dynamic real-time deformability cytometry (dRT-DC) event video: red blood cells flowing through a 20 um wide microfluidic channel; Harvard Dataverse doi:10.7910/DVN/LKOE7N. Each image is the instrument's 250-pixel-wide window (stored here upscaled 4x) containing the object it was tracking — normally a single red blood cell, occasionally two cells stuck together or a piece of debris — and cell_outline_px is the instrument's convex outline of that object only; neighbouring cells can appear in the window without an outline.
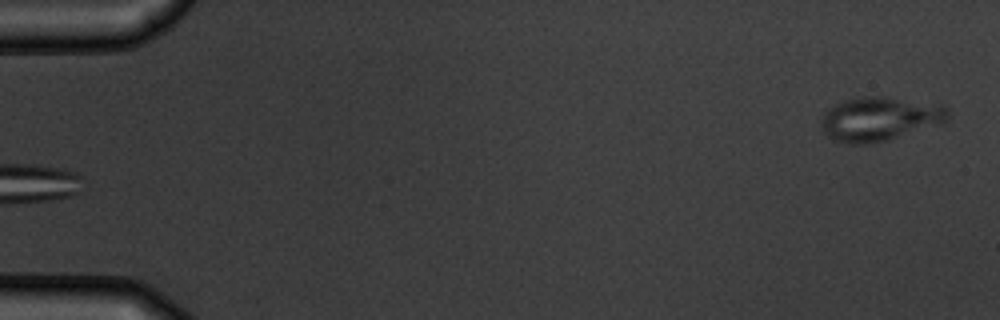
{"species": "common noctule bat (a hibernating species)", "species_latin": "Nyctalus noctula", "temperature_condition": "warm", "stored_images_in_passage": 4, "camera_frame_rate_fps": 3000, "um_per_image_px": 0.085, "animal": {"sex": "male", "body_mass_g": 19.5, "forearm_length_mm": 54.6}, "frame": {"image": 1, "passage_image": 4, "time_ms": 3.333, "image_size_px": [1000, 320], "cell_outline_px": [[948, 120], [940, 124], [888, 140], [864, 144], [848, 144], [832, 140], [824, 132], [820, 120], [824, 112], [828, 108], [844, 100], [856, 96], [884, 96], [944, 104], [948, 108]], "centroid_in_image_um": [74.77, 10.09], "position_along_channel_um": 10.2, "area_um2": 32.95}}